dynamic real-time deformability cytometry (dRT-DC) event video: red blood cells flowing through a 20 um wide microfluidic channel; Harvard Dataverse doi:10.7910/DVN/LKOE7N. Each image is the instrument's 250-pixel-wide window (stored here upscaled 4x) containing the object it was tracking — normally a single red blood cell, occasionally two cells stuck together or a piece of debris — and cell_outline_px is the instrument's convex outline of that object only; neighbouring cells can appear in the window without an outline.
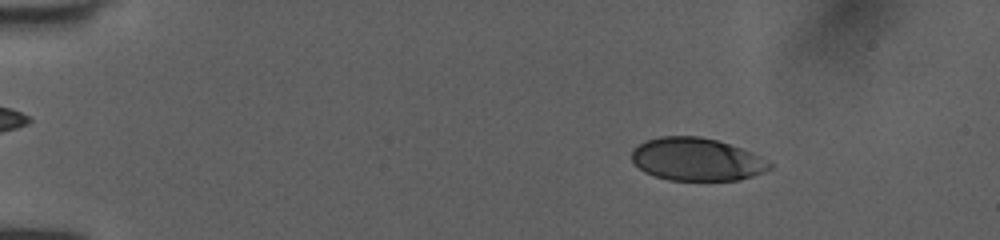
{"species": "human", "species_latin": "Homo sapiens", "temperature_condition": "room temperature", "stored_images_in_passage": 52, "camera_frame_rate_fps": 3000, "um_per_image_px": 0.085, "donor": {"sex": "female"}, "frame": {"image": 1, "passage_image": 8, "time_ms": 2.333, "image_size_px": [1000, 240], "cell_outline_px": [[772, 168], [752, 176], [740, 180], [668, 180], [644, 172], [632, 160], [632, 148], [644, 140], [660, 136], [700, 136], [716, 140], [752, 152], [760, 156], [772, 164]], "centroid_in_image_um": [59.19, 13.54], "position_along_channel_um": 25.8, "area_um2": 34.39}}
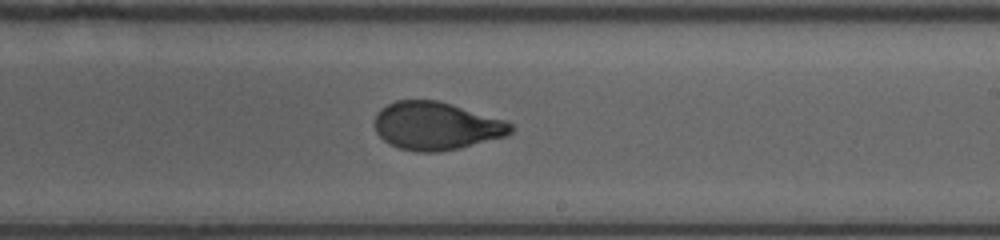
{"frame": {"image": 2, "passage_image": 32, "time_ms": 10.333, "image_size_px": [1000, 240], "cell_outline_px": [[512, 132], [508, 136], [460, 148], [440, 152], [416, 152], [400, 148], [388, 144], [376, 132], [376, 112], [380, 108], [396, 100], [436, 100], [504, 120], [512, 124]], "centroid_in_image_um": [37.07, 10.72], "position_along_channel_um": 251.9, "area_um2": 37.92}}
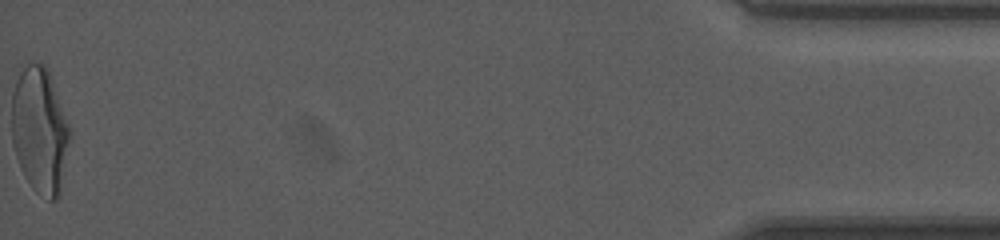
{"frame": {"image": 3, "passage_image": 52, "time_ms": 17.0, "image_size_px": [1000, 240], "cell_outline_px": [[72, 132], [60, 196], [56, 200], [48, 200], [36, 192], [32, 188], [24, 176], [20, 168], [12, 144], [12, 92], [20, 64], [40, 60], [48, 72]], "centroid_in_image_um": [3.37, 11.07], "position_along_channel_um": 431.8, "area_um2": 43.52}, "authors_computed_cell_mechanics": {"area_um2": 38.2058, "velocity_mm_per_s": 4.0189, "shape_relaxation_time_tau1_ms": 4.8581, "shape_relaxation_time_tau2_ms": 0.7407, "deformation_change_tau1": 0.1918, "deformation_change_tau2": 0.0482}}